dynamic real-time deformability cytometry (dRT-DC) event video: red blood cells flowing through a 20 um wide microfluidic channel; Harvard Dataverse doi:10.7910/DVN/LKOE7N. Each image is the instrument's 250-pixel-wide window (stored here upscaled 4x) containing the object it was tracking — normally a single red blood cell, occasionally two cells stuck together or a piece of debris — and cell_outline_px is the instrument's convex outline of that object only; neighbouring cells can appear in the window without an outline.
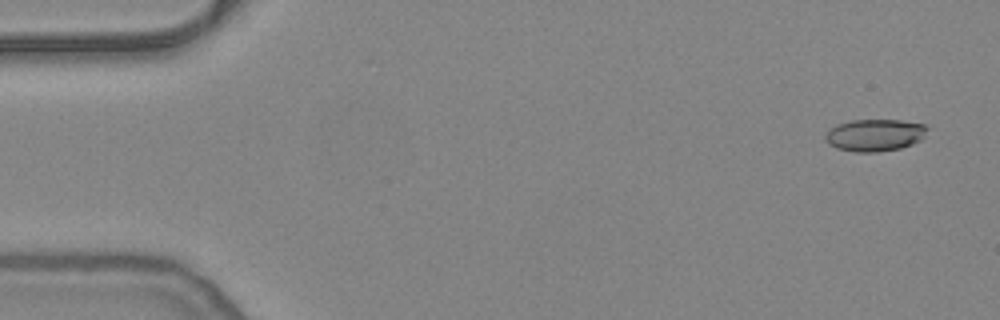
{"species": "common noctule bat (a hibernating species)", "species_latin": "Nyctalus noctula", "temperature_condition": "warm", "stored_images_in_passage": 54, "camera_frame_rate_fps": 3000, "um_per_image_px": 0.085, "animal": {"sex": "female", "body_mass_g": 24.6, "forearm_length_mm": 56.2}, "frame": {"image": 1, "passage_image": 3, "time_ms": 0.667, "image_size_px": [1000, 320], "cell_outline_px": [[928, 128], [924, 136], [920, 140], [912, 144], [900, 148], [880, 152], [856, 152], [836, 148], [828, 144], [824, 140], [824, 136], [836, 124], [852, 120], [900, 120], [924, 124]], "centroid_in_image_um": [74.34, 11.49], "position_along_channel_um": 10.7, "area_um2": 19.13}}
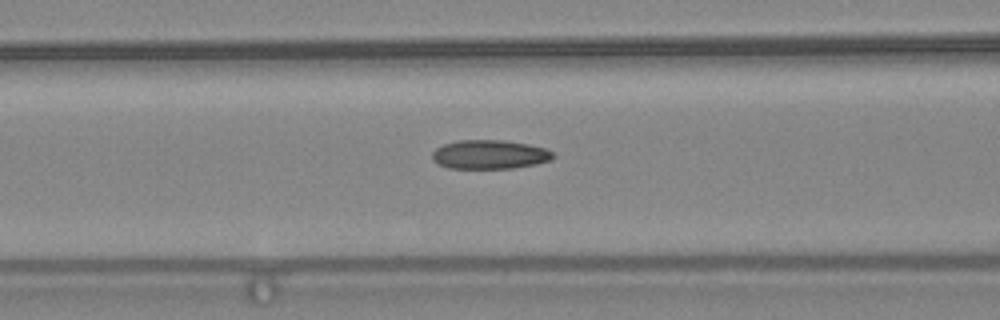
{"frame": {"image": 2, "passage_image": 22, "time_ms": 7.0, "image_size_px": [1000, 320], "cell_outline_px": [[556, 156], [552, 160], [536, 164], [512, 168], [448, 168], [436, 164], [432, 160], [432, 152], [436, 148], [444, 144], [456, 140], [504, 140], [528, 144], [544, 148], [556, 152]], "centroid_in_image_um": [41.63, 13.13], "position_along_channel_um": 125.0, "area_um2": 20.69}}
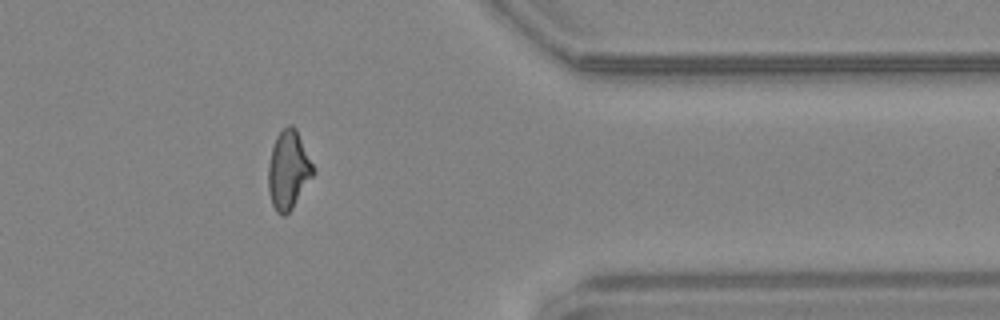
{"frame": {"image": 3, "passage_image": 44, "time_ms": 14.333, "image_size_px": [1000, 320], "cell_outline_px": [[316, 172], [292, 208], [284, 216], [280, 216], [276, 212], [272, 204], [268, 192], [268, 164], [272, 148], [276, 136], [288, 124], [292, 124], [296, 128]], "centroid_in_image_um": [24.5, 14.46], "position_along_channel_um": 386.9, "area_um2": 20.58}, "authors_computed_cell_mechanics": {"area_um2": 20.1144, "velocity_mm_per_s": 3.8426, "shape_relaxation_time_tau1_ms": null, "shape_relaxation_time_tau2_ms": 2.0758, "deformation_change_tau1": null, "deformation_change_tau2": 0.0852}}